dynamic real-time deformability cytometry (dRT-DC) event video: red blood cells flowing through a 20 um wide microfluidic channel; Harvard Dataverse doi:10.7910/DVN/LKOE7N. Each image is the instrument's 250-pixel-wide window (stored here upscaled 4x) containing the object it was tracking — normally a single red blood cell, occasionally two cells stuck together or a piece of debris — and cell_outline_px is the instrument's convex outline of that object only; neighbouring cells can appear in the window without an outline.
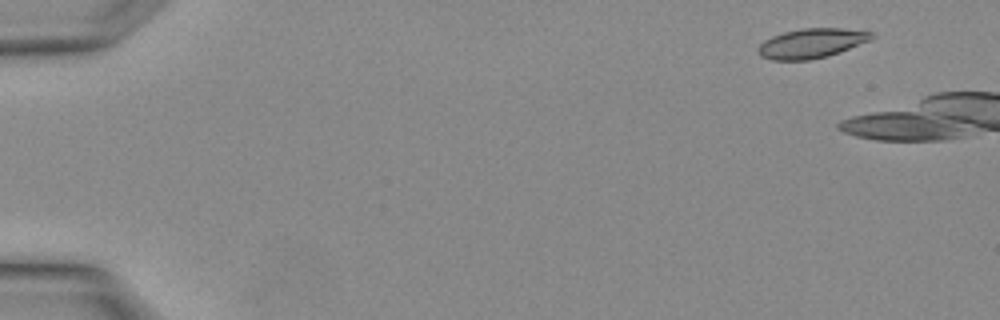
{"species": "Egyptian fruit bat (a non-hibernating species)", "species_latin": "Rousettus aegyptiacus", "temperature_condition": "warm", "stored_images_in_passage": 3, "segment_of_instrument_passage": [1, 2], "camera_frame_rate_fps": 3000, "um_per_image_px": 0.085, "animal": {"sex": "female"}, "frame": {"image": 1, "passage_image": 1, "time_ms": 0.0, "image_size_px": [1000, 320], "cell_outline_px": [[876, 36], [872, 40], [840, 52], [828, 56], [808, 60], [772, 60], [760, 56], [756, 52], [756, 48], [764, 40], [772, 36], [784, 32], [800, 28], [840, 28], [876, 32]], "centroid_in_image_um": [69.0, 3.67], "position_along_channel_um": 16.0, "area_um2": 19.94}}